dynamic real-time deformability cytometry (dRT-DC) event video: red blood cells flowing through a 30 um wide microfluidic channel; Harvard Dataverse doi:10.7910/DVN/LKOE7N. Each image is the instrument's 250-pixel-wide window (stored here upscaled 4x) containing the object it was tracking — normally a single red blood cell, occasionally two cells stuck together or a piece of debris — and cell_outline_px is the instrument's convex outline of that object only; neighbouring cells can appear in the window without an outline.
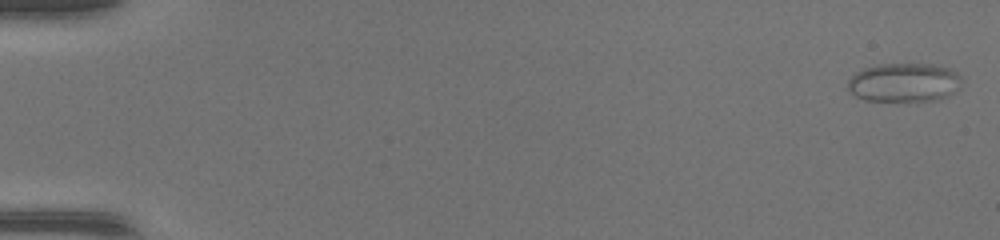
{"species": "common noctule bat (a hibernating species)", "species_latin": "Nyctalus noctula", "temperature_condition": "warm", "stored_images_in_passage": 47, "camera_frame_rate_fps": 3000, "um_per_image_px": 0.085, "animal": {"sex": "female", "body_mass_g": 17.0, "forearm_length_mm": 48.0}, "frame": {"image": 1, "passage_image": 1, "time_ms": 0.0, "image_size_px": [1000, 240], "cell_outline_px": [[960, 88], [956, 92], [940, 100], [916, 104], [864, 100], [848, 92], [848, 80], [856, 72], [864, 68], [880, 64], [932, 64], [948, 68], [956, 72], [960, 76]], "centroid_in_image_um": [76.86, 7.08], "position_along_channel_um": 8.1, "area_um2": 26.88}}
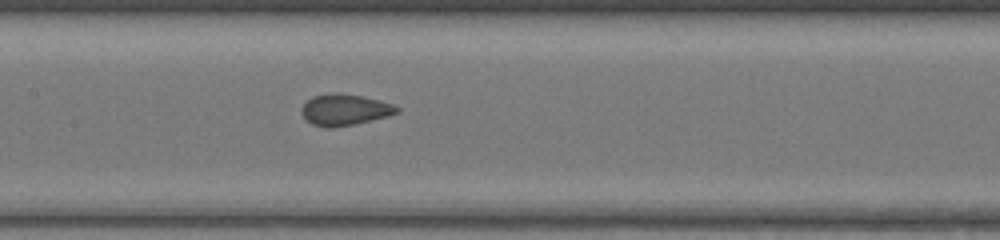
{"frame": {"image": 2, "passage_image": 24, "time_ms": 7.667, "image_size_px": [1000, 240], "cell_outline_px": [[400, 112], [388, 116], [352, 124], [332, 128], [324, 128], [312, 124], [300, 112], [300, 108], [312, 96], [332, 92], [340, 92], [380, 100], [392, 104], [400, 108]], "centroid_in_image_um": [29.29, 9.32], "position_along_channel_um": 178.1, "area_um2": 17.4}}
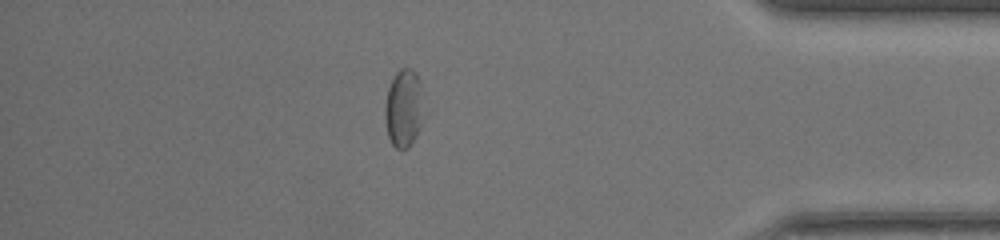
{"frame": {"image": 3, "passage_image": 41, "time_ms": 13.333, "image_size_px": [1000, 240], "cell_outline_px": [[420, 128], [408, 148], [396, 148], [392, 144], [388, 136], [384, 116], [384, 108], [388, 88], [396, 72], [400, 68], [412, 68], [416, 72], [420, 80]], "centroid_in_image_um": [34.26, 9.18], "position_along_channel_um": 400.9, "area_um2": 17.11}}